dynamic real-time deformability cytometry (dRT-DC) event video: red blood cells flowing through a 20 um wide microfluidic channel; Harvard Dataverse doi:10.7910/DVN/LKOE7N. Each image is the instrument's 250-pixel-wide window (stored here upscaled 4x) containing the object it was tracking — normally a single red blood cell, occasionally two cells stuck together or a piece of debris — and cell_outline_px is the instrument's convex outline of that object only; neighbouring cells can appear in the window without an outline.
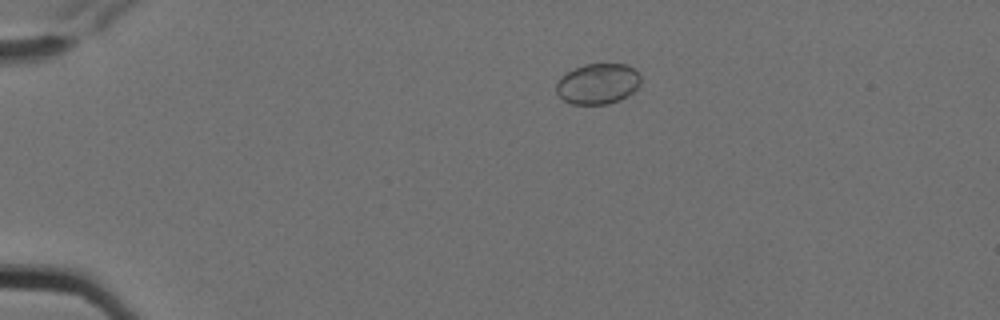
{"species": "Egyptian fruit bat (a non-hibernating species)", "species_latin": "Rousettus aegyptiacus", "temperature_condition": "cold", "stored_images_in_passage": 2, "camera_frame_rate_fps": 3000, "um_per_image_px": 0.085, "animal": {"sex": "female"}, "frame": {"image": 1, "passage_image": 1, "time_ms": 0.0, "image_size_px": [1000, 320], "cell_outline_px": [[640, 84], [632, 92], [620, 100], [608, 104], [572, 104], [564, 100], [556, 92], [556, 84], [560, 76], [584, 64], [628, 64], [640, 76]], "centroid_in_image_um": [50.8, 7.12], "position_along_channel_um": 34.2, "area_um2": 19.88}}